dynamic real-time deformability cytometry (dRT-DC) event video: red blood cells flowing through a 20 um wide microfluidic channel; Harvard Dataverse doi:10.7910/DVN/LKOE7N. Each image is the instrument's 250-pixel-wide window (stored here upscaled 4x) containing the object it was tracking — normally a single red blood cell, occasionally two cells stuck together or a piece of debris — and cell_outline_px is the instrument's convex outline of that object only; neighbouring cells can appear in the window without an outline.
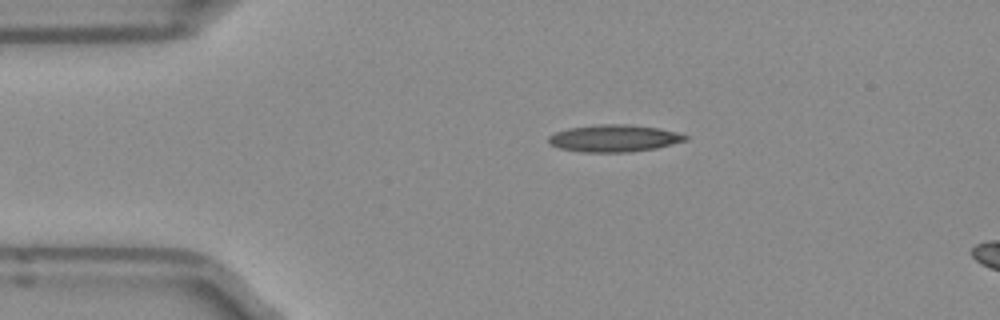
{"species": "Egyptian fruit bat (a non-hibernating species)", "species_latin": "Rousettus aegyptiacus", "temperature_condition": "room temperature", "stored_images_in_passage": 6, "camera_frame_rate_fps": 3000, "um_per_image_px": 0.085, "frame": {"image": 1, "passage_image": 1, "time_ms": 0.0, "image_size_px": [1000, 320], "cell_outline_px": [[688, 140], [656, 148], [632, 152], [580, 152], [560, 148], [548, 144], [548, 136], [556, 132], [568, 128], [600, 124], [624, 124], [656, 128], [676, 132], [688, 136]], "centroid_in_image_um": [52.17, 11.76], "position_along_channel_um": 32.8, "area_um2": 21.56}}